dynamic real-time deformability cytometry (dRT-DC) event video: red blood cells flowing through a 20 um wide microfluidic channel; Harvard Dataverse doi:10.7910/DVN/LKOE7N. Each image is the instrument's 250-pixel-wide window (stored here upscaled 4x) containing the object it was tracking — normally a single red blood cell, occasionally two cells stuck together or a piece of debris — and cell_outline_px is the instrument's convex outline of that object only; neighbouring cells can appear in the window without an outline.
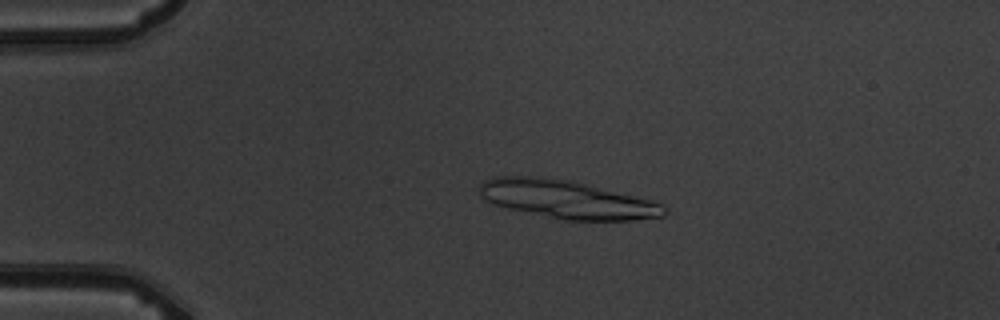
{"species": "common noctule bat (a hibernating species)", "species_latin": "Nyctalus noctula", "temperature_condition": "warm", "stored_images_in_passage": 5, "camera_frame_rate_fps": 3000, "um_per_image_px": 0.085, "animal": {"sex": "male", "body_mass_g": 19.5, "forearm_length_mm": 54.6}, "frame": {"image": 1, "passage_image": 3, "time_ms": 2.333, "image_size_px": [1000, 320], "cell_outline_px": [[668, 212], [664, 216], [632, 220], [564, 220], [508, 208], [484, 200], [480, 196], [476, 188], [484, 180], [492, 176], [548, 176], [572, 180], [652, 200], [668, 208]], "centroid_in_image_um": [48.15, 16.93], "position_along_channel_um": 36.8, "area_um2": 41.5}}